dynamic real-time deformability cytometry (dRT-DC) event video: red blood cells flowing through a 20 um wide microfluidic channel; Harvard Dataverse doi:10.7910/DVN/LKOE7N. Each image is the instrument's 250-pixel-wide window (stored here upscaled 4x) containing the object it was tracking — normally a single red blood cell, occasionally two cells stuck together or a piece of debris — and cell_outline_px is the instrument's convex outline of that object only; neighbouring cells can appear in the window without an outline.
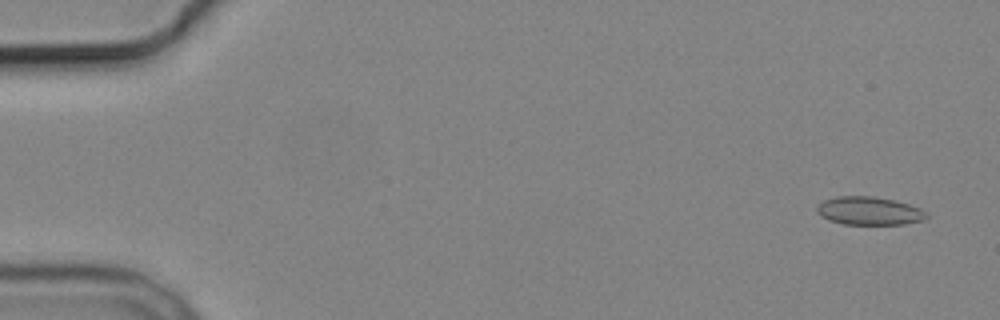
{"species": "common noctule bat (a hibernating species)", "species_latin": "Nyctalus noctula", "temperature_condition": "cold", "stored_images_in_passage": 4, "camera_frame_rate_fps": 3000, "um_per_image_px": 0.085, "animal": {"sex": "male", "body_mass_g": 19.2, "forearm_length_mm": 51.8}, "frame": {"image": 1, "passage_image": 1, "time_ms": 0.0, "image_size_px": [1000, 320], "cell_outline_px": [[928, 216], [924, 220], [904, 224], [844, 224], [828, 220], [820, 216], [816, 212], [816, 208], [824, 200], [836, 196], [872, 196], [892, 200], [908, 204], [920, 208], [928, 212]], "centroid_in_image_um": [73.87, 17.93], "position_along_channel_um": 11.1, "area_um2": 18.03}}
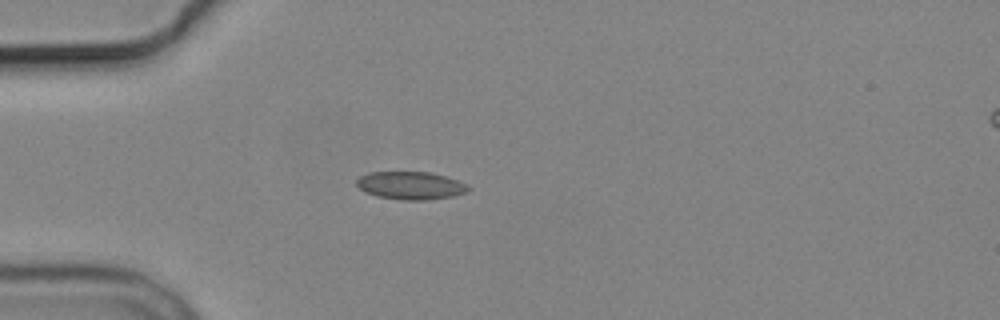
{"frame": {"image": 2, "passage_image": 4, "time_ms": 4.333, "image_size_px": [1000, 320], "cell_outline_px": [[472, 188], [468, 192], [452, 196], [424, 200], [400, 200], [376, 196], [364, 192], [356, 184], [356, 180], [360, 176], [368, 172], [432, 172], [448, 176], [468, 184]], "centroid_in_image_um": [34.93, 15.76], "position_along_channel_um": 50.1, "area_um2": 18.44}}